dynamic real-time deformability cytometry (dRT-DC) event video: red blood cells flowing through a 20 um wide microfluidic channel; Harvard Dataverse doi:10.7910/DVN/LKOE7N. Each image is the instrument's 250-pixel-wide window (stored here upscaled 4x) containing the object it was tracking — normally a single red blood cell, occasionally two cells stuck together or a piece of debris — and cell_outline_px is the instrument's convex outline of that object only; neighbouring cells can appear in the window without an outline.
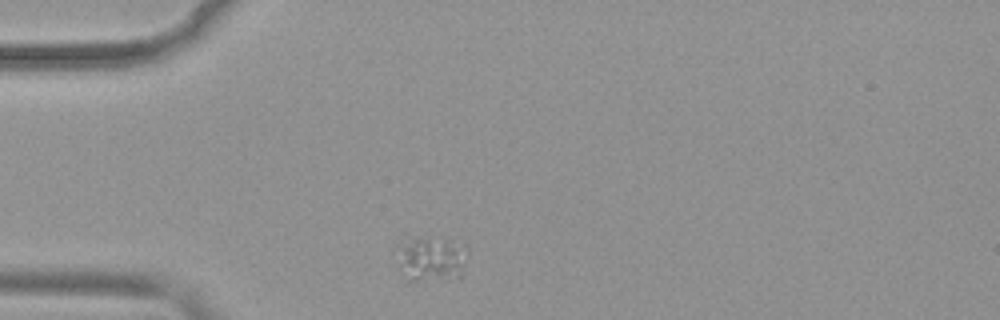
{"species": "common noctule bat (a hibernating species)", "species_latin": "Nyctalus noctula", "temperature_condition": "warm", "stored_images_in_passage": 34, "camera_frame_rate_fps": 3000, "um_per_image_px": 0.085, "animal": {"sex": "female", "body_mass_g": 19.9}, "frame": {"image": 1, "passage_image": 1, "time_ms": 0.0, "image_size_px": [1000, 320], "cell_outline_px": [[468, 252], [464, 276], [460, 280], [408, 280], [396, 268], [396, 264], [404, 244], [416, 236], [444, 240], [468, 248]], "centroid_in_image_um": [36.74, 22.09], "position_along_channel_um": 48.3, "area_um2": 18.67}}
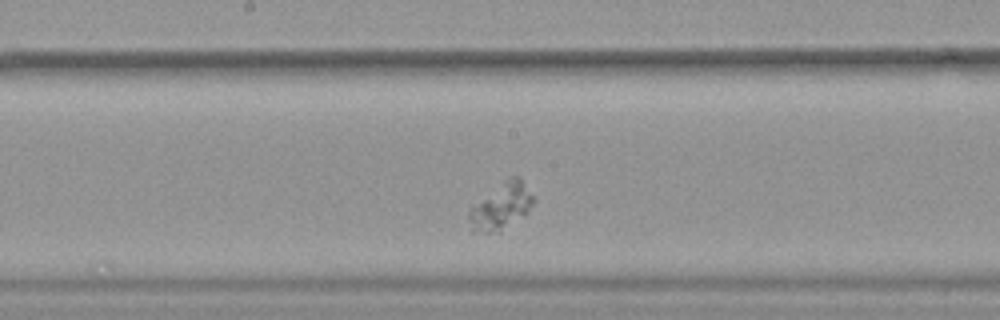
{"frame": {"image": 2, "passage_image": 15, "time_ms": 4.667, "image_size_px": [1000, 320], "cell_outline_px": [[536, 200], [528, 212], [524, 216], [500, 232], [484, 232], [476, 228], [468, 220], [468, 208], [472, 204], [504, 180], [512, 176], [516, 176], [520, 180]], "centroid_in_image_um": [42.61, 17.53], "position_along_channel_um": 205.6, "area_um2": 17.17}}
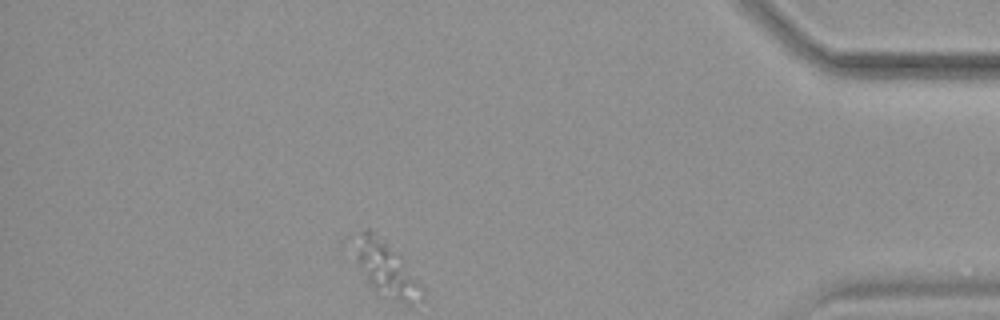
{"frame": {"image": 3, "passage_image": 34, "time_ms": 11.0, "image_size_px": [1000, 320], "cell_outline_px": [[424, 300], [408, 304], [376, 292], [372, 288], [356, 260], [356, 256], [360, 232], [368, 228], [384, 240], [420, 284], [424, 292]], "centroid_in_image_um": [32.85, 22.93], "position_along_channel_um": 402.4, "area_um2": 20.0}}